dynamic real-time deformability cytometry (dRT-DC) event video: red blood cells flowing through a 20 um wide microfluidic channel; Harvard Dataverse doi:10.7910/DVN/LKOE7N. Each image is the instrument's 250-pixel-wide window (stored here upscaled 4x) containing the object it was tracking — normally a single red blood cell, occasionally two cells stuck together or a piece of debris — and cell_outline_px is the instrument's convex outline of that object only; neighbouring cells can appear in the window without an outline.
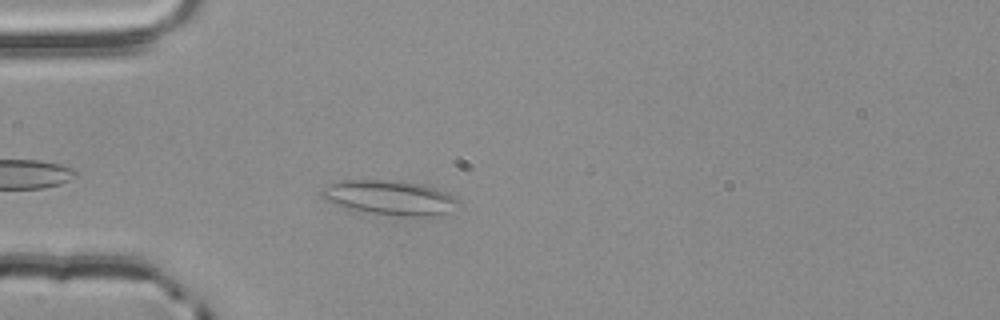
{"species": "common noctule bat (a hibernating species)", "species_latin": "Nyctalus noctula", "temperature_condition": "room temperature", "stored_images_in_passage": 33, "camera_frame_rate_fps": 3000, "um_per_image_px": 0.085, "animal": {"sex": "male", "body_mass_g": 20.4}, "frame": {"image": 1, "passage_image": 4, "time_ms": 1.0, "image_size_px": [1000, 320], "cell_outline_px": [[460, 204], [444, 212], [432, 216], [408, 216], [372, 212], [344, 208], [320, 196], [320, 188], [336, 180], [400, 180], [420, 184], [436, 188], [448, 192]], "centroid_in_image_um": [33.06, 16.76], "position_along_channel_um": 51.9, "area_um2": 27.28}}
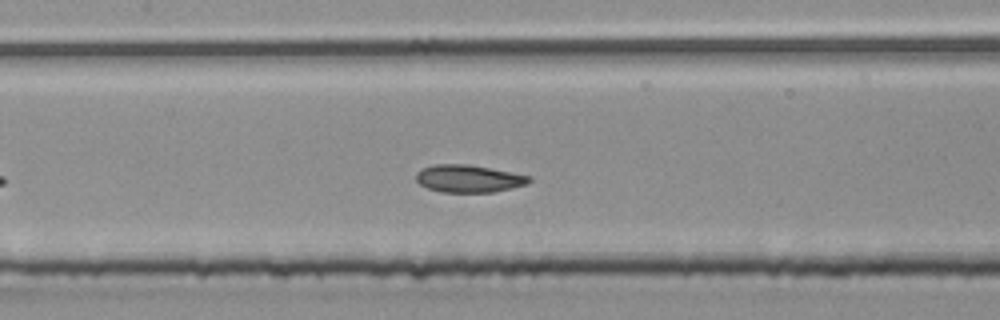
{"frame": {"image": 2, "passage_image": 14, "time_ms": 4.333, "image_size_px": [1000, 320], "cell_outline_px": [[532, 180], [528, 184], [492, 192], [440, 192], [428, 188], [420, 184], [416, 180], [416, 172], [420, 168], [436, 164], [468, 164], [532, 176]], "centroid_in_image_um": [39.82, 15.18], "position_along_channel_um": 167.6, "area_um2": 18.15}}
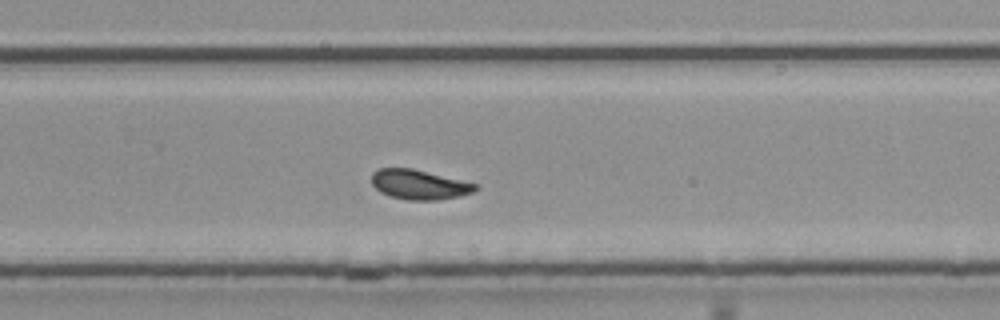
{"frame": {"image": 3, "passage_image": 24, "time_ms": 7.667, "image_size_px": [1000, 320], "cell_outline_px": [[476, 188], [472, 192], [460, 196], [436, 200], [408, 200], [392, 196], [380, 192], [372, 184], [372, 172], [380, 168], [412, 168], [476, 184]], "centroid_in_image_um": [35.59, 15.68], "position_along_channel_um": 294.2, "area_um2": 17.63}, "authors_computed_cell_mechanics": {"area_um2": 18.5538, "velocity_mm_per_s": 3.8151, "shape_relaxation_time_tau1_ms": 5.3804, "shape_relaxation_time_tau2_ms": 2.1891, "deformation_change_tau1": 0.1287, "deformation_change_tau2": 0.0802}}